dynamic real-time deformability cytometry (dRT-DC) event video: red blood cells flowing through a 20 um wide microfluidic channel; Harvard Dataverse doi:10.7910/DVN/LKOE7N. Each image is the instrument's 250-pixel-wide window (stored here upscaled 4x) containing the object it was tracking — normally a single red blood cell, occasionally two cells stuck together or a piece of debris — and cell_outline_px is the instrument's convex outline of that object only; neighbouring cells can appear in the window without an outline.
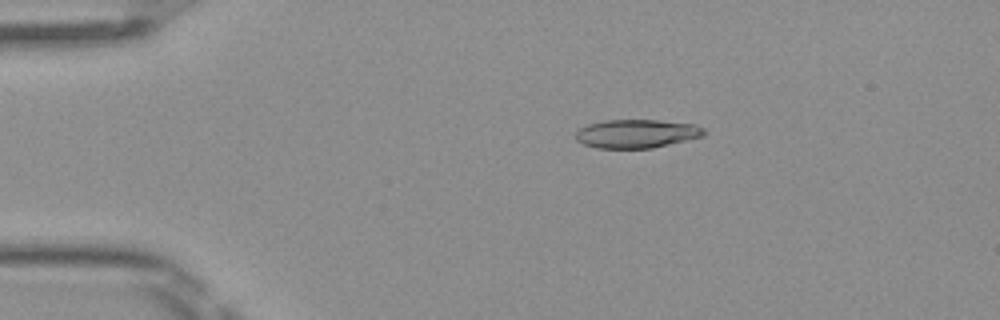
{"species": "Egyptian fruit bat (a non-hibernating species)", "species_latin": "Rousettus aegyptiacus", "temperature_condition": "room temperature", "stored_images_in_passage": 41, "camera_frame_rate_fps": 3000, "um_per_image_px": 0.085, "frame": {"image": 1, "passage_image": 1, "time_ms": 0.0, "image_size_px": [1000, 320], "cell_outline_px": [[708, 132], [704, 136], [652, 148], [596, 148], [584, 144], [576, 140], [576, 132], [580, 128], [588, 124], [604, 120], [656, 120], [696, 124], [704, 128]], "centroid_in_image_um": [54.14, 11.36], "position_along_channel_um": 30.9, "area_um2": 21.44}}
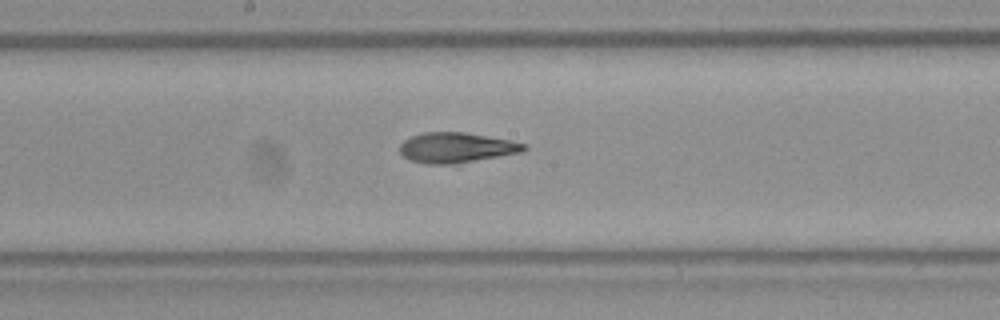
{"frame": {"image": 2, "passage_image": 18, "time_ms": 5.667, "image_size_px": [1000, 320], "cell_outline_px": [[528, 148], [524, 152], [456, 164], [424, 164], [408, 160], [400, 152], [400, 144], [404, 140], [412, 136], [424, 132], [464, 132], [508, 140], [528, 144]], "centroid_in_image_um": [38.8, 12.56], "position_along_channel_um": 209.4, "area_um2": 22.02}}
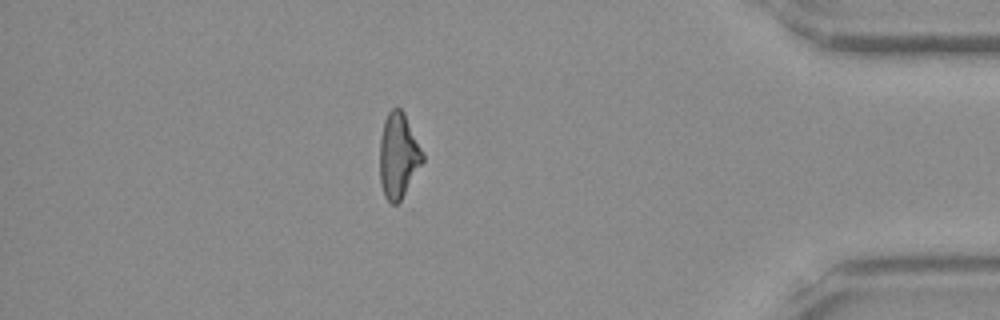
{"frame": {"image": 3, "passage_image": 35, "time_ms": 11.333, "image_size_px": [1000, 320], "cell_outline_px": [[424, 160], [400, 200], [396, 204], [392, 204], [384, 196], [380, 184], [380, 140], [384, 120], [388, 112], [392, 108], [400, 108], [404, 112], [424, 152]], "centroid_in_image_um": [33.86, 13.2], "position_along_channel_um": 401.3, "area_um2": 21.21}, "authors_computed_cell_mechanics": {"area_um2": 21.7328, "velocity_mm_per_s": 4.0742, "shape_relaxation_time_tau1_ms": 3.8982, "shape_relaxation_time_tau2_ms": 2.19, "deformation_change_tau1": 0.1758, "deformation_change_tau2": 0.115}}